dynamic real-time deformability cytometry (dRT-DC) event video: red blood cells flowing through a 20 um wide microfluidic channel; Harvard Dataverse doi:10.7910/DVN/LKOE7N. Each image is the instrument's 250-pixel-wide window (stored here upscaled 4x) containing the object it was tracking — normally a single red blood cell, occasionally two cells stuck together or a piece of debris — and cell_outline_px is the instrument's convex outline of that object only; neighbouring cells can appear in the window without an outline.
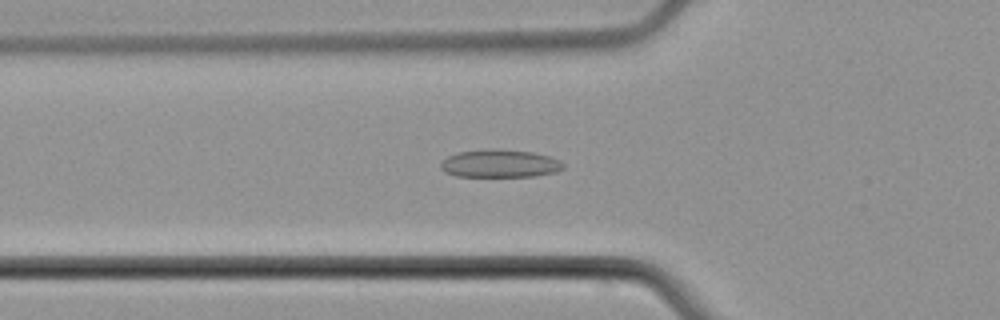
{"species": "common noctule bat (a hibernating species)", "species_latin": "Nyctalus noctula", "temperature_condition": "cold", "stored_images_in_passage": 48, "camera_frame_rate_fps": 3000, "um_per_image_px": 0.085, "animal": {"sex": "male", "body_mass_g": 21.5, "forearm_length_mm": 52.0}, "frame": {"image": 1, "passage_image": 13, "time_ms": 4.0, "image_size_px": [1000, 320], "cell_outline_px": [[564, 168], [556, 172], [536, 176], [456, 176], [444, 172], [440, 168], [440, 164], [448, 156], [460, 152], [492, 148], [532, 152], [548, 156], [560, 160], [564, 164]], "centroid_in_image_um": [42.5, 13.9], "position_along_channel_um": 83.3, "area_um2": 19.88}}
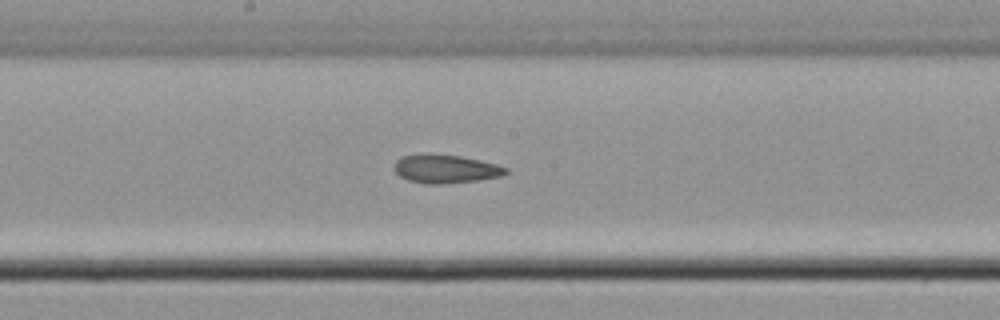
{"frame": {"image": 2, "passage_image": 23, "time_ms": 7.333, "image_size_px": [1000, 320], "cell_outline_px": [[508, 172], [504, 176], [480, 180], [444, 184], [424, 184], [408, 180], [400, 176], [392, 168], [396, 160], [400, 156], [420, 152], [424, 152], [460, 156], [480, 160], [496, 164], [508, 168]], "centroid_in_image_um": [37.84, 14.34], "position_along_channel_um": 210.4, "area_um2": 19.13}}
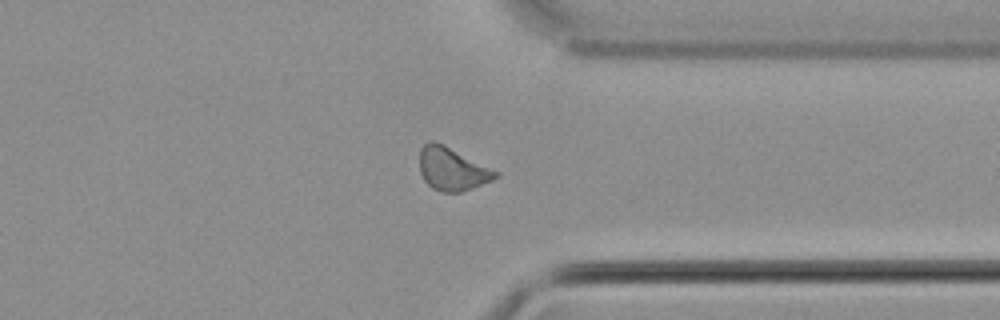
{"frame": {"image": 3, "passage_image": 36, "time_ms": 11.667, "image_size_px": [1000, 320], "cell_outline_px": [[500, 176], [492, 180], [472, 188], [460, 192], [444, 192], [432, 188], [424, 180], [420, 172], [420, 148], [428, 140], [432, 140], [444, 144], [500, 172]], "centroid_in_image_um": [38.44, 14.35], "position_along_channel_um": 373.0, "area_um2": 19.13}, "authors_computed_cell_mechanics": {"area_um2": 19.0451, "velocity_mm_per_s": 3.8065, "shape_relaxation_time_tau1_ms": null, "shape_relaxation_time_tau2_ms": 5.9261, "deformation_change_tau1": null, "deformation_change_tau2": 0.1032}}